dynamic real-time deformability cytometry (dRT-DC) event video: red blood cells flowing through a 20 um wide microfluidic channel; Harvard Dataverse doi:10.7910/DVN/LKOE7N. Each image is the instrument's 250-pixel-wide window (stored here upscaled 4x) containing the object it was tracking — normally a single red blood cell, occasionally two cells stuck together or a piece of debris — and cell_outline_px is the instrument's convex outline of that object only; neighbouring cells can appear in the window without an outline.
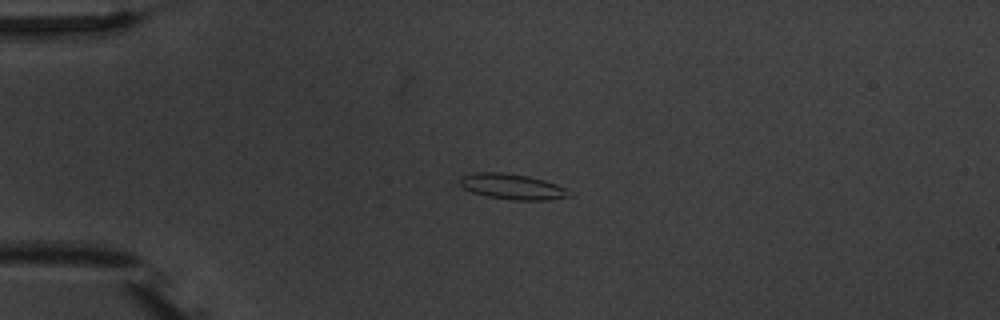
{"species": "common noctule bat (a hibernating species)", "species_latin": "Nyctalus noctula", "temperature_condition": "warm", "stored_images_in_passage": 3, "camera_frame_rate_fps": 3000, "um_per_image_px": 0.085, "animal": {"sex": "male", "body_mass_g": 20.1, "forearm_length_mm": 53.5}, "frame": {"image": 1, "passage_image": 1, "time_ms": 0.0, "image_size_px": [1000, 320], "cell_outline_px": [[572, 196], [548, 200], [512, 200], [488, 196], [472, 192], [464, 188], [460, 184], [460, 176], [472, 172], [504, 172], [528, 176], [544, 180], [568, 188]], "centroid_in_image_um": [43.56, 15.85], "position_along_channel_um": 41.4, "area_um2": 16.42}}
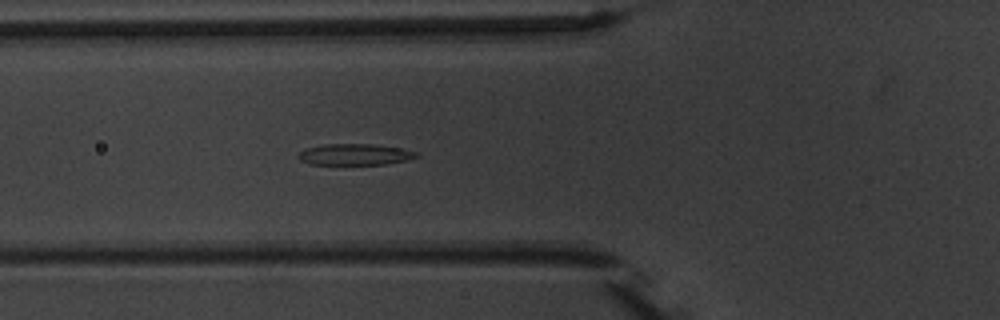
{"frame": {"image": 2, "passage_image": 3, "time_ms": 2.333, "image_size_px": [1000, 320], "cell_outline_px": [[420, 156], [408, 160], [384, 164], [312, 164], [300, 160], [296, 156], [304, 148], [324, 144], [372, 144], [404, 148], [416, 152]], "centroid_in_image_um": [30.17, 13.12], "position_along_channel_um": 95.6, "area_um2": 14.68}}